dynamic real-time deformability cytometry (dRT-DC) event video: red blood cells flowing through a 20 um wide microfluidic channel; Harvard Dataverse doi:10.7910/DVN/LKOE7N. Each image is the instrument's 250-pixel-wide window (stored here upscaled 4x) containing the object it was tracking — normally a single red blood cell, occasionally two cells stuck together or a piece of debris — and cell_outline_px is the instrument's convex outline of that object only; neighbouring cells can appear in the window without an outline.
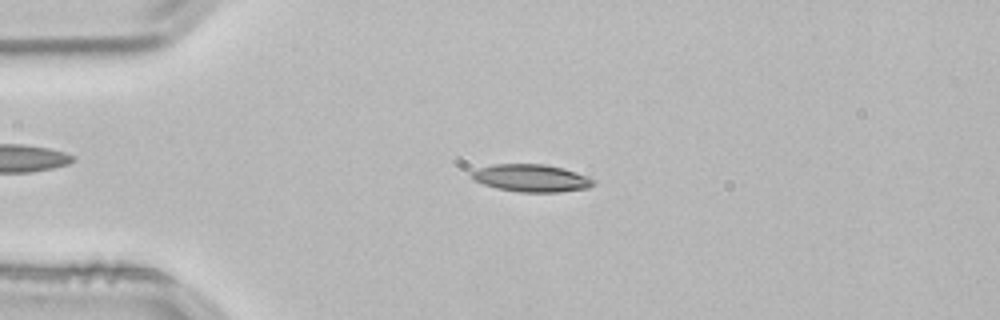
{"species": "common noctule bat (a hibernating species)", "species_latin": "Nyctalus noctula", "temperature_condition": "room temperature", "stored_images_in_passage": 39, "camera_frame_rate_fps": 3000, "um_per_image_px": 0.085, "animal": {"sex": "male", "body_mass_g": 21.5, "forearm_length_mm": 52.0}, "frame": {"image": 1, "passage_image": 6, "time_ms": 1.667, "image_size_px": [1000, 320], "cell_outline_px": [[588, 184], [580, 188], [504, 188], [480, 180], [476, 176], [488, 168], [512, 164], [528, 164], [556, 168], [572, 172], [588, 180]], "centroid_in_image_um": [45.17, 15.06], "position_along_channel_um": 39.8, "area_um2": 14.8}}
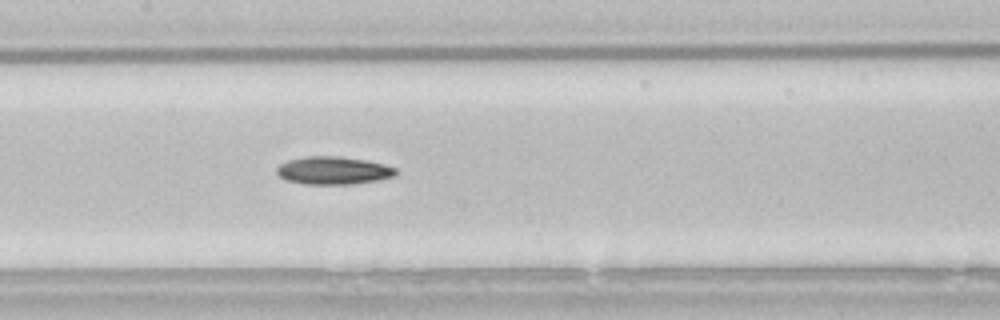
{"frame": {"image": 2, "passage_image": 19, "time_ms": 6.0, "image_size_px": [1000, 320], "cell_outline_px": [[392, 172], [384, 176], [364, 180], [296, 180], [284, 176], [280, 172], [280, 168], [296, 160], [356, 160], [376, 164], [392, 168]], "centroid_in_image_um": [28.36, 14.47], "position_along_channel_um": 179.0, "area_um2": 13.76}}
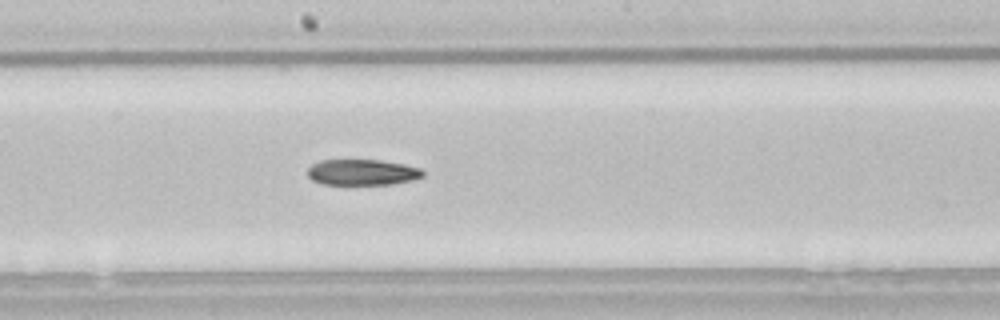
{"frame": {"image": 3, "passage_image": 22, "time_ms": 7.0, "image_size_px": [1000, 320], "cell_outline_px": [[420, 176], [404, 180], [376, 184], [332, 184], [316, 180], [308, 172], [312, 168], [320, 164], [332, 160], [368, 160], [392, 164], [412, 168], [420, 172]], "centroid_in_image_um": [30.69, 14.65], "position_along_channel_um": 217.5, "area_um2": 15.03}}